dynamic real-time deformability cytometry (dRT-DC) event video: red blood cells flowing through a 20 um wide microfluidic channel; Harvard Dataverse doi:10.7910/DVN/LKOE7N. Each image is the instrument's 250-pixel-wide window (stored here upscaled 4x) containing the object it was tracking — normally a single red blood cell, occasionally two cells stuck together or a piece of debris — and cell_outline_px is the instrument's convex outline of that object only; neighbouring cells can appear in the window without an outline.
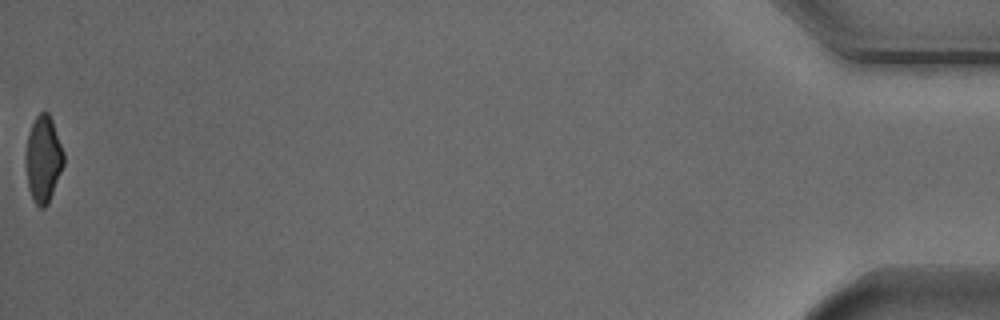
{"species": "Egyptian fruit bat (a non-hibernating species)", "species_latin": "Rousettus aegyptiacus", "temperature_condition": "cold", "stored_images_in_passage": 54, "camera_frame_rate_fps": 3000, "um_per_image_px": 0.085, "animal": {"sex": "male"}, "frame": {"image": 1, "passage_image": 54, "time_ms": 17.667, "image_size_px": [1000, 320], "cell_outline_px": [[64, 164], [48, 204], [44, 208], [40, 208], [32, 200], [28, 188], [28, 136], [32, 124], [36, 116], [40, 112], [48, 112], [52, 120], [64, 152]], "centroid_in_image_um": [3.72, 13.54], "position_along_channel_um": 431.5, "area_um2": 18.5}, "authors_computed_cell_mechanics": {"area_um2": 21.5305, "velocity_mm_per_s": 3.7671, "shape_relaxation_time_tau1_ms": 3.2672, "shape_relaxation_time_tau2_ms": 4.0776, "deformation_change_tau1": 0.1338, "deformation_change_tau2": 0.0762}}